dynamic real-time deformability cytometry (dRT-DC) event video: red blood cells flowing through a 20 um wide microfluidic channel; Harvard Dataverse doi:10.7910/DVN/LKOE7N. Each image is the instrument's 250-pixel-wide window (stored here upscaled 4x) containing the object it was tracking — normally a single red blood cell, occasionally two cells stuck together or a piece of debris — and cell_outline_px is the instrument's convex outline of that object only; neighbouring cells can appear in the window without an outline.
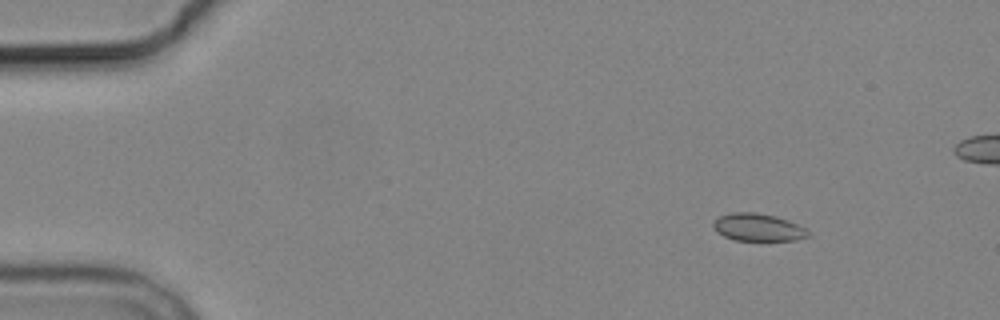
{"species": "common noctule bat (a hibernating species)", "species_latin": "Nyctalus noctula", "temperature_condition": "cold", "stored_images_in_passage": 5, "camera_frame_rate_fps": 3000, "um_per_image_px": 0.085, "animal": {"sex": "male", "body_mass_g": 19.2, "forearm_length_mm": 51.8}, "frame": {"image": 1, "passage_image": 2, "time_ms": 1.333, "image_size_px": [1000, 320], "cell_outline_px": [[812, 236], [796, 240], [736, 240], [724, 236], [716, 232], [712, 228], [712, 224], [720, 216], [732, 212], [756, 212], [776, 216], [788, 220], [804, 228]], "centroid_in_image_um": [64.42, 19.32], "position_along_channel_um": 20.6, "area_um2": 15.2}}